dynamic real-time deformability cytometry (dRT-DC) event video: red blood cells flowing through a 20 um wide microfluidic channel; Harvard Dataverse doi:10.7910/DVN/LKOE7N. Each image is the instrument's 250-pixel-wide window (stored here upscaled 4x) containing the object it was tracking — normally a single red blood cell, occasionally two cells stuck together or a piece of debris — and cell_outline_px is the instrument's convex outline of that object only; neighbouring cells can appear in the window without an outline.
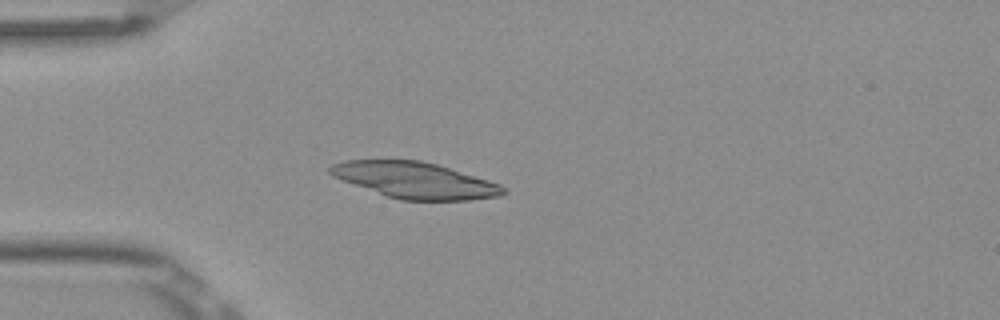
{"species": "Egyptian fruit bat (a non-hibernating species)", "species_latin": "Rousettus aegyptiacus", "temperature_condition": "room temperature", "stored_images_in_passage": 6, "camera_frame_rate_fps": 3000, "um_per_image_px": 0.085, "frame": {"image": 1, "passage_image": 5, "time_ms": 1.333, "image_size_px": [1000, 320], "cell_outline_px": [[508, 192], [496, 196], [468, 200], [400, 200], [388, 196], [332, 176], [328, 172], [328, 168], [332, 164], [344, 160], [420, 160], [436, 164], [488, 180], [500, 184], [508, 188]], "centroid_in_image_um": [35.28, 15.31], "position_along_channel_um": 49.7, "area_um2": 36.01}}